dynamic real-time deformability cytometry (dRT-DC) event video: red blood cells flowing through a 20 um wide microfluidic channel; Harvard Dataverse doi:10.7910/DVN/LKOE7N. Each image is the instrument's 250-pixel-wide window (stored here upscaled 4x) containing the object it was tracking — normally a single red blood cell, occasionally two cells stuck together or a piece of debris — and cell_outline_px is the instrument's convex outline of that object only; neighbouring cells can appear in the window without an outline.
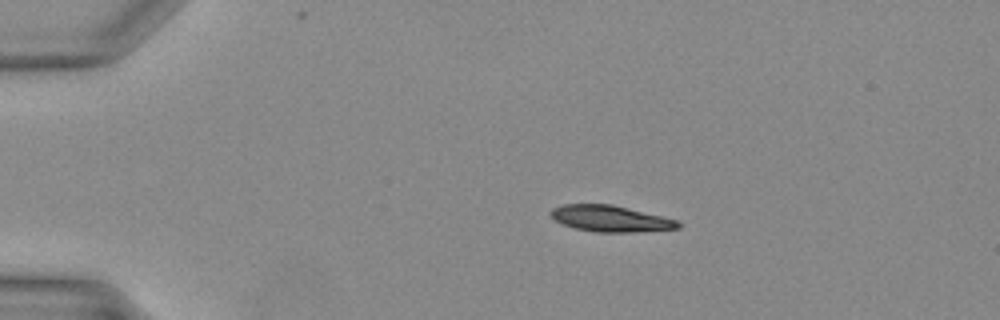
{"species": "Egyptian fruit bat (a non-hibernating species)", "species_latin": "Rousettus aegyptiacus", "temperature_condition": "warm", "stored_images_in_passage": 32, "camera_frame_rate_fps": 3000, "um_per_image_px": 0.085, "animal": {"sex": "female"}, "frame": {"image": 1, "passage_image": 1, "time_ms": 0.0, "image_size_px": [1000, 320], "cell_outline_px": [[680, 228], [636, 232], [596, 232], [576, 228], [564, 224], [556, 220], [552, 216], [552, 208], [564, 204], [612, 204], [676, 220], [680, 224]], "centroid_in_image_um": [51.89, 18.58], "position_along_channel_um": 33.1, "area_um2": 19.07}}
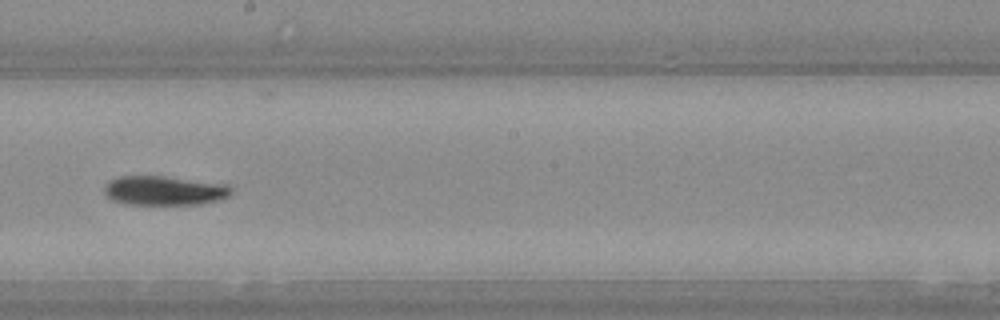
{"frame": {"image": 2, "passage_image": 16, "time_ms": 5.0, "image_size_px": [1000, 320], "cell_outline_px": [[236, 192], [220, 200], [200, 204], [124, 204], [112, 200], [104, 196], [104, 184], [108, 180], [120, 176], [164, 176], [228, 184]], "centroid_in_image_um": [13.96, 16.2], "position_along_channel_um": 234.2, "area_um2": 22.08}}
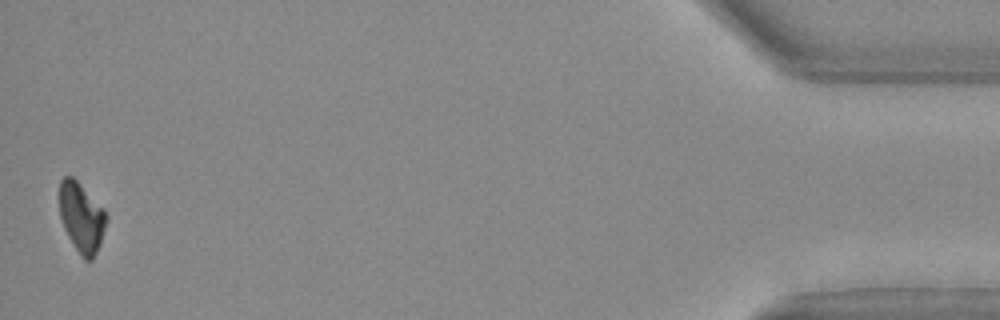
{"frame": {"image": 3, "passage_image": 32, "time_ms": 10.333, "image_size_px": [1000, 320], "cell_outline_px": [[108, 216], [100, 244], [92, 260], [84, 260], [80, 256], [68, 236], [64, 228], [60, 216], [60, 180], [64, 176], [72, 176], [104, 208]], "centroid_in_image_um": [6.94, 18.49], "position_along_channel_um": 428.3, "area_um2": 18.96}}